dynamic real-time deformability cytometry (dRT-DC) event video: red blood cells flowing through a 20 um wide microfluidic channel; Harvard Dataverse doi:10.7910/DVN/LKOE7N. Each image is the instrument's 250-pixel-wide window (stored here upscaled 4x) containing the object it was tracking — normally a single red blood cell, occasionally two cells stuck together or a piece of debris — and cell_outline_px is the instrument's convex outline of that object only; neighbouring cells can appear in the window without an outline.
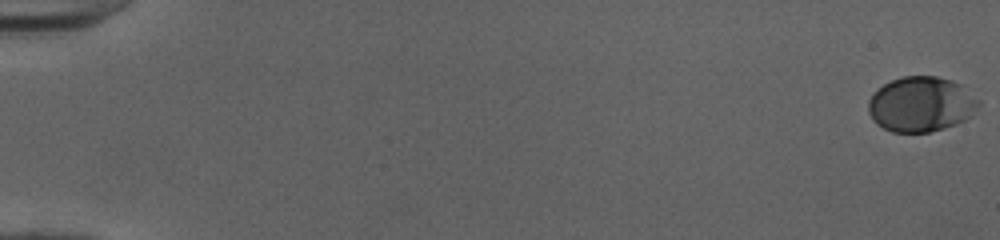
{"species": "human", "species_latin": "Homo sapiens", "temperature_condition": "cold", "stored_images_in_passage": 53, "camera_frame_rate_fps": 3000, "um_per_image_px": 0.085, "donor": {"sex": "female"}, "frame": {"image": 1, "passage_image": 1, "time_ms": 0.0, "image_size_px": [1000, 240], "cell_outline_px": [[980, 104], [964, 120], [956, 124], [944, 128], [928, 132], [892, 132], [876, 124], [872, 120], [868, 112], [868, 100], [884, 84], [892, 80], [904, 76], [936, 76], [952, 80], [960, 84], [980, 100]], "centroid_in_image_um": [78.27, 8.86], "position_along_channel_um": 6.7, "area_um2": 35.2}}
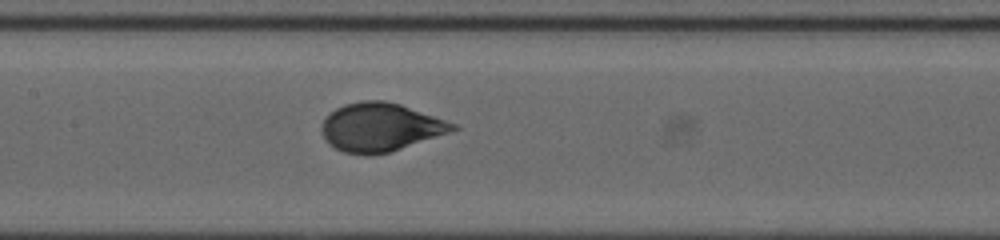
{"frame": {"image": 2, "passage_image": 28, "time_ms": 9.0, "image_size_px": [1000, 240], "cell_outline_px": [[460, 128], [388, 152], [372, 156], [364, 156], [344, 152], [328, 144], [320, 128], [324, 120], [336, 108], [344, 104], [360, 100], [384, 100], [400, 104], [456, 124]], "centroid_in_image_um": [32.28, 10.81], "position_along_channel_um": 175.1, "area_um2": 36.59}}
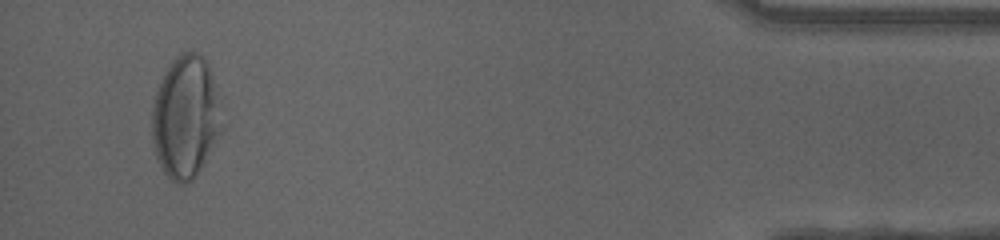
{"frame": {"image": 3, "passage_image": 51, "time_ms": 16.667, "image_size_px": [1000, 240], "cell_outline_px": [[220, 124], [204, 160], [192, 180], [184, 184], [176, 184], [164, 172], [156, 156], [152, 144], [152, 108], [156, 92], [160, 80], [168, 64], [176, 56], [184, 52], [196, 52], [208, 64], [212, 80]], "centroid_in_image_um": [15.66, 9.94], "position_along_channel_um": 419.5, "area_um2": 47.92}, "authors_computed_cell_mechanics": {"area_um2": 36.1828, "velocity_mm_per_s": 3.999, "shape_relaxation_time_tau1_ms": 4.0846, "shape_relaxation_time_tau2_ms": null, "deformation_change_tau1": 0.1894, "deformation_change_tau2": null}}